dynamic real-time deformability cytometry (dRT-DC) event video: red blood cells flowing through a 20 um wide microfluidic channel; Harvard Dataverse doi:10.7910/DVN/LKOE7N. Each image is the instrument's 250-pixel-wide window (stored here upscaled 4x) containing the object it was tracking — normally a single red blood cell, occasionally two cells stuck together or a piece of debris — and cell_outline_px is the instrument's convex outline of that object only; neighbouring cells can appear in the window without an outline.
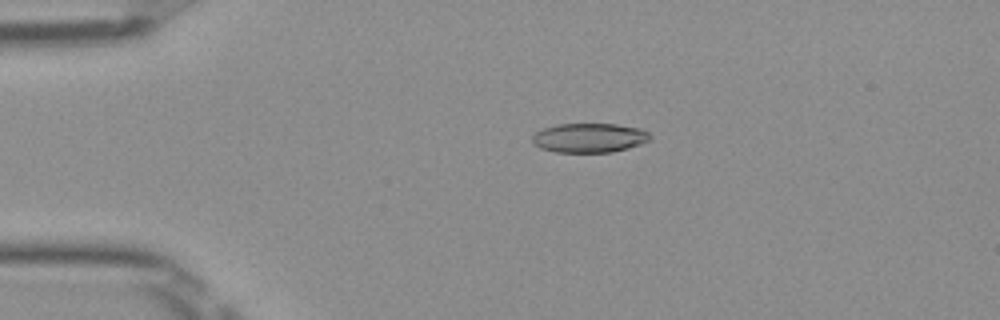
{"species": "Egyptian fruit bat (a non-hibernating species)", "species_latin": "Rousettus aegyptiacus", "temperature_condition": "room temperature", "stored_images_in_passage": 51, "camera_frame_rate_fps": 3000, "um_per_image_px": 0.085, "frame": {"image": 1, "passage_image": 11, "time_ms": 3.333, "image_size_px": [1000, 320], "cell_outline_px": [[652, 140], [628, 148], [612, 152], [556, 152], [540, 148], [532, 140], [532, 136], [536, 132], [544, 128], [556, 124], [616, 124], [640, 128], [648, 132], [652, 136]], "centroid_in_image_um": [50.13, 11.71], "position_along_channel_um": 34.9, "area_um2": 20.17}}
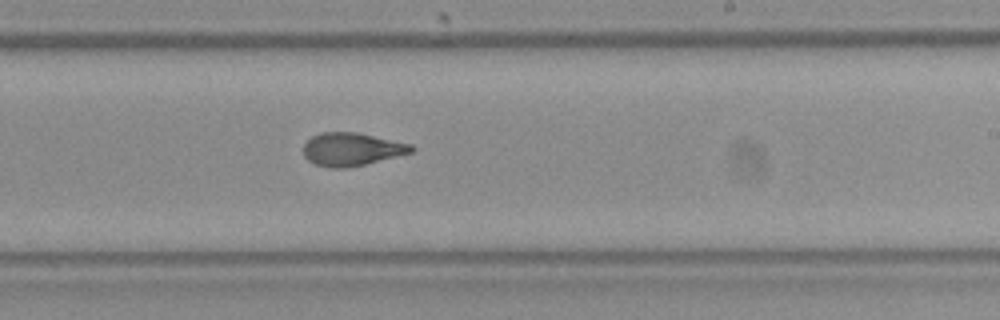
{"frame": {"image": 2, "passage_image": 31, "time_ms": 10.0, "image_size_px": [1000, 320], "cell_outline_px": [[416, 148], [412, 152], [348, 168], [332, 168], [312, 164], [304, 156], [304, 144], [312, 136], [320, 132], [356, 132], [412, 144]], "centroid_in_image_um": [29.87, 12.68], "position_along_channel_um": 259.1, "area_um2": 20.75}}
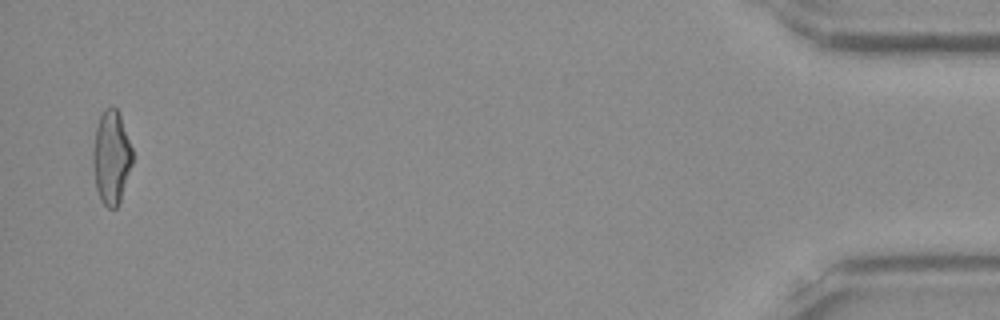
{"frame": {"image": 3, "passage_image": 50, "time_ms": 16.333, "image_size_px": [1000, 320], "cell_outline_px": [[132, 164], [120, 200], [116, 208], [108, 208], [100, 200], [96, 188], [92, 168], [92, 152], [96, 128], [100, 116], [104, 108], [112, 104], [116, 108], [120, 116], [132, 148]], "centroid_in_image_um": [9.44, 13.36], "position_along_channel_um": 425.8, "area_um2": 21.56}, "authors_computed_cell_mechanics": {"area_um2": 20.9236, "velocity_mm_per_s": 3.9895, "shape_relaxation_time_tau1_ms": 8.5919, "shape_relaxation_time_tau2_ms": 1.3066, "deformation_change_tau1": 0.2527, "deformation_change_tau2": 0.0785}}